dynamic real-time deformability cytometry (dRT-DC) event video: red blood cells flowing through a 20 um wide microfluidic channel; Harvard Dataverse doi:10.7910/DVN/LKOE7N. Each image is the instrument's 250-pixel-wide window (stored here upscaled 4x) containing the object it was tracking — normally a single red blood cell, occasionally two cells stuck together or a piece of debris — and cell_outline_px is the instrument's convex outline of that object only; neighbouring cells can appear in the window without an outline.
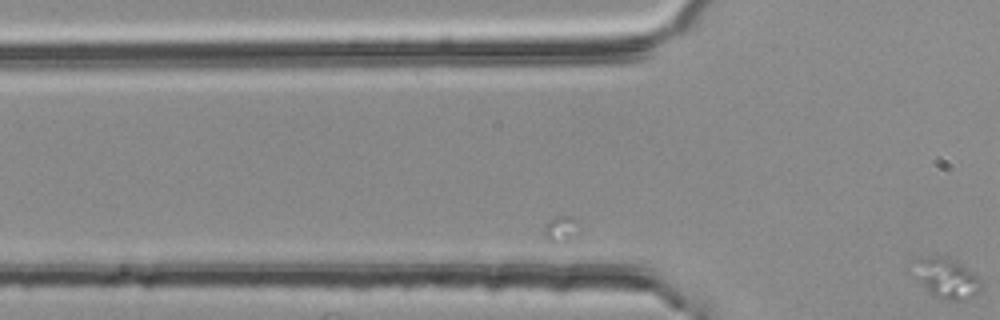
{"species": "common noctule bat (a hibernating species)", "species_latin": "Nyctalus noctula", "temperature_condition": "room temperature", "stored_images_in_passage": 3, "camera_frame_rate_fps": 3000, "um_per_image_px": 0.085, "animal": {"sex": "female", "body_mass_g": 25.1}, "frame": {"image": 1, "passage_image": 3, "time_ms": 0.667, "image_size_px": [1000, 320], "cell_outline_px": [[984, 288], [976, 296], [968, 300], [948, 300], [932, 296], [928, 292], [912, 260], [932, 256], [944, 256], [960, 264], [980, 276], [984, 284]], "centroid_in_image_um": [80.6, 23.68], "position_along_channel_um": 45.2, "area_um2": 15.66}}